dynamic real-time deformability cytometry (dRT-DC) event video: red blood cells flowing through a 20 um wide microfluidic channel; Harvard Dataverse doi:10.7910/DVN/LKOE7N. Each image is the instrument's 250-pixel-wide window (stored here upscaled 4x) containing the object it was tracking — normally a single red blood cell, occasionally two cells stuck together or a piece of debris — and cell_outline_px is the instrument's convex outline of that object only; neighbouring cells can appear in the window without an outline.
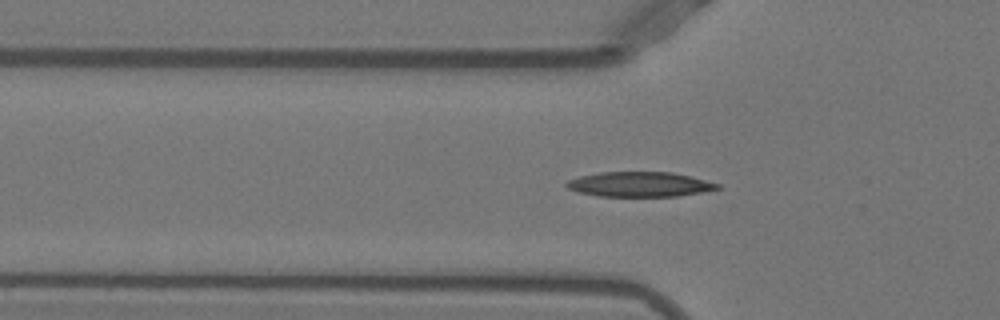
{"species": "Egyptian fruit bat (a non-hibernating species)", "species_latin": "Rousettus aegyptiacus", "temperature_condition": "warm", "stored_images_in_passage": 52, "camera_frame_rate_fps": 3000, "um_per_image_px": 0.085, "animal": {"sex": "female"}, "frame": {"image": 1, "passage_image": 16, "time_ms": 5.0, "image_size_px": [1000, 320], "cell_outline_px": [[720, 188], [704, 192], [676, 196], [600, 196], [580, 192], [568, 188], [564, 184], [568, 180], [580, 176], [600, 172], [672, 172], [720, 184]], "centroid_in_image_um": [54.37, 15.66], "position_along_channel_um": 71.4, "area_um2": 21.68}}
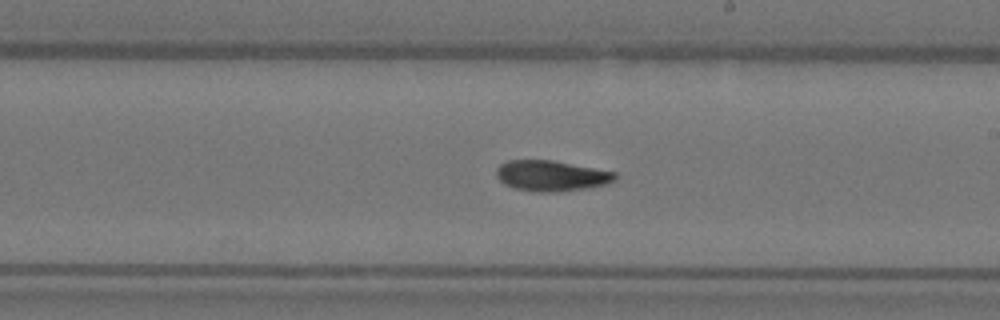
{"frame": {"image": 2, "passage_image": 29, "time_ms": 9.333, "image_size_px": [1000, 320], "cell_outline_px": [[616, 180], [604, 184], [588, 188], [560, 192], [536, 192], [512, 188], [504, 184], [496, 176], [496, 168], [500, 164], [508, 160], [552, 160], [616, 172]], "centroid_in_image_um": [46.83, 14.95], "position_along_channel_um": 242.2, "area_um2": 21.33}}
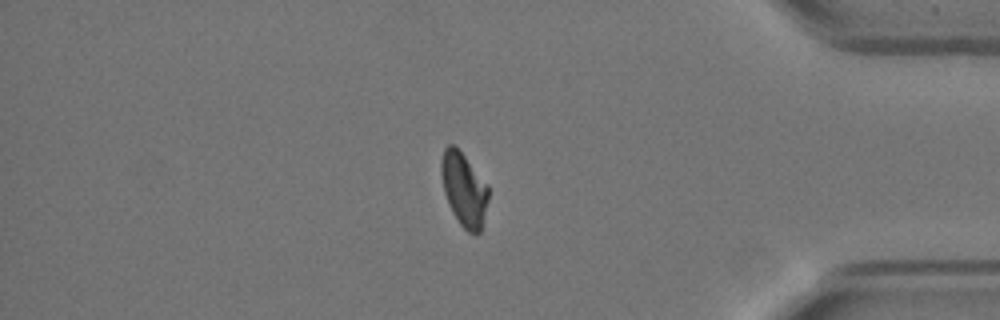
{"frame": {"image": 3, "passage_image": 43, "time_ms": 14.0, "image_size_px": [1000, 320], "cell_outline_px": [[488, 200], [480, 232], [468, 232], [460, 224], [452, 212], [448, 204], [444, 192], [440, 172], [440, 160], [444, 148], [448, 144], [452, 144], [464, 156], [488, 184]], "centroid_in_image_um": [39.41, 16.08], "position_along_channel_um": 395.8, "area_um2": 20.06}, "authors_computed_cell_mechanics": {"area_um2": 20.6924, "velocity_mm_per_s": 3.9213, "shape_relaxation_time_tau1_ms": 6.8242, "shape_relaxation_time_tau2_ms": 4.1303, "deformation_change_tau1": 0.2255, "deformation_change_tau2": 0.0984}}